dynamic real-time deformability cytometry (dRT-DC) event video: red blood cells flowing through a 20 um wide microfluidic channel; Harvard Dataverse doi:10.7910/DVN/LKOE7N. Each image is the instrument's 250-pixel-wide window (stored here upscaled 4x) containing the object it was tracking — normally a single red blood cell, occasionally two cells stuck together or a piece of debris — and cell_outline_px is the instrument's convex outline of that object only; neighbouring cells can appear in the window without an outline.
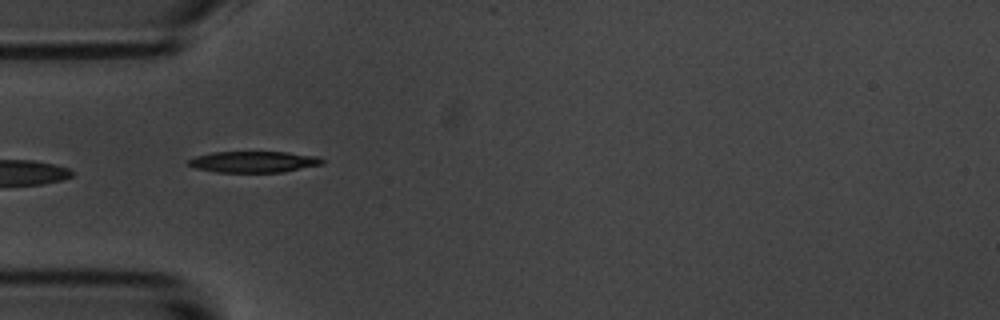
{"species": "common noctule bat (a hibernating species)", "species_latin": "Nyctalus noctula", "temperature_condition": "room temperature", "stored_images_in_passage": 5, "camera_frame_rate_fps": 3000, "um_per_image_px": 0.085, "animal": {"sex": "male", "body_mass_g": 20.1, "forearm_length_mm": 53.5}, "frame": {"image": 1, "passage_image": 2, "time_ms": 1.333, "image_size_px": [1000, 320], "cell_outline_px": [[324, 164], [284, 172], [216, 172], [196, 168], [188, 164], [188, 160], [196, 156], [212, 152], [288, 152], [316, 156], [324, 160]], "centroid_in_image_um": [21.59, 13.75], "position_along_channel_um": 63.4, "area_um2": 16.53}}
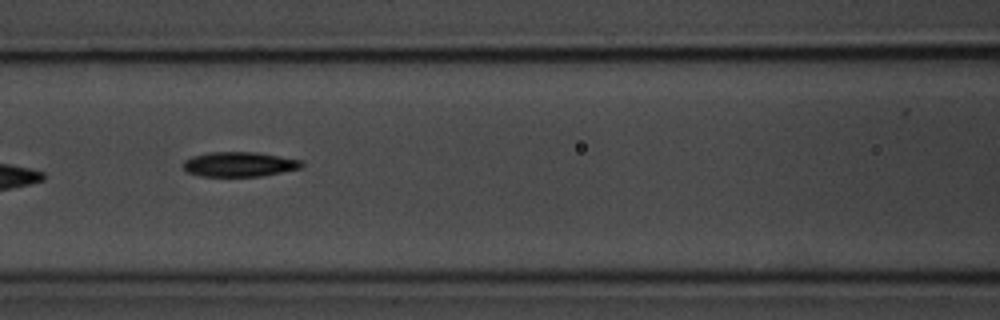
{"frame": {"image": 2, "passage_image": 4, "time_ms": 3.667, "image_size_px": [1000, 320], "cell_outline_px": [[304, 164], [300, 168], [260, 176], [200, 176], [188, 172], [184, 168], [184, 160], [192, 156], [208, 152], [256, 152], [304, 160]], "centroid_in_image_um": [20.35, 13.95], "position_along_channel_um": 146.2, "area_um2": 17.05}}
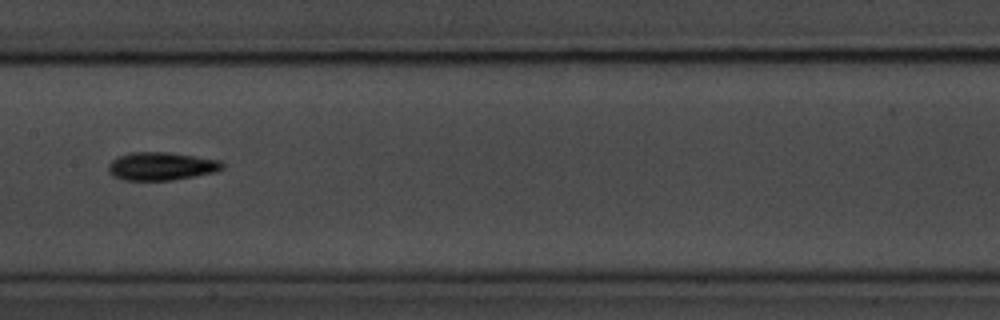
{"frame": {"image": 3, "passage_image": 5, "time_ms": 5.0, "image_size_px": [1000, 320], "cell_outline_px": [[224, 168], [216, 172], [196, 176], [172, 180], [124, 180], [112, 176], [108, 172], [108, 164], [112, 160], [128, 152], [168, 152], [220, 160], [224, 164]], "centroid_in_image_um": [13.71, 14.13], "position_along_channel_um": 193.7, "area_um2": 18.79}}